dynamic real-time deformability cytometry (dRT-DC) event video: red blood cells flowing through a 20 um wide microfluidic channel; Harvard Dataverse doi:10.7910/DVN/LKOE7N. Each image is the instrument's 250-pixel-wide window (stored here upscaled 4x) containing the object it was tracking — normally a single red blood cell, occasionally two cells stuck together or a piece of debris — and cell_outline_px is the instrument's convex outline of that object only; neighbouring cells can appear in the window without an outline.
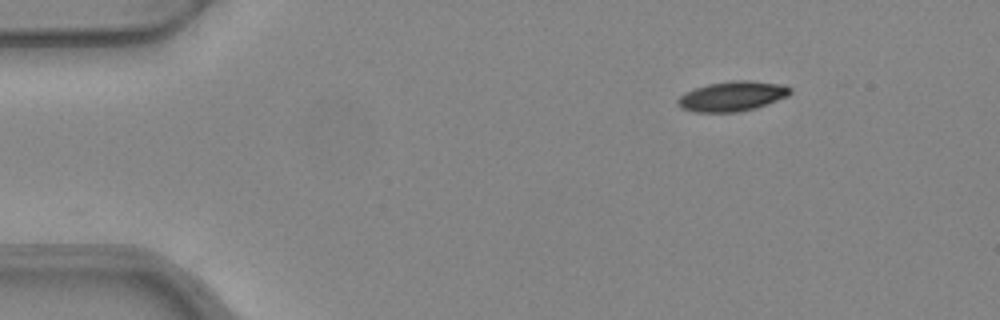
{"species": "common noctule bat (a hibernating species)", "species_latin": "Nyctalus noctula", "temperature_condition": "warm", "stored_images_in_passage": 14, "camera_frame_rate_fps": 3000, "um_per_image_px": 0.085, "animal": {"sex": "female", "body_mass_g": 24.6, "forearm_length_mm": 56.2}, "frame": {"image": 1, "passage_image": 1, "time_ms": 0.0, "image_size_px": [1000, 320], "cell_outline_px": [[792, 92], [788, 96], [756, 108], [740, 112], [696, 112], [680, 108], [676, 104], [676, 100], [684, 92], [708, 84], [732, 80], [748, 80], [784, 84], [792, 88]], "centroid_in_image_um": [62.24, 8.18], "position_along_channel_um": 22.8, "area_um2": 19.83}}
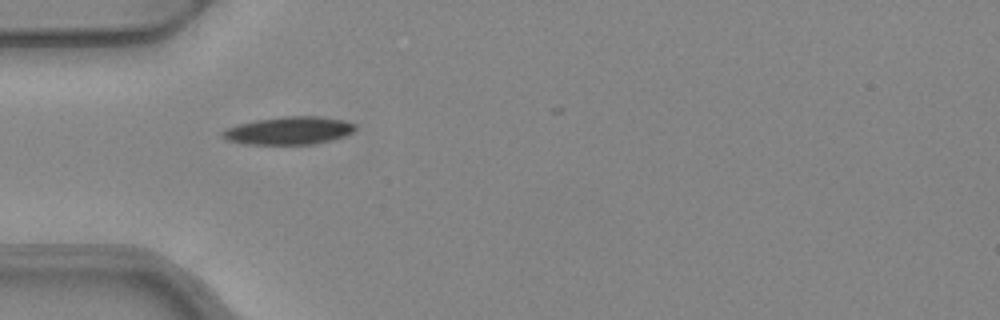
{"frame": {"image": 2, "passage_image": 10, "time_ms": 3.0, "image_size_px": [1000, 320], "cell_outline_px": [[356, 128], [352, 132], [344, 136], [332, 140], [312, 144], [244, 144], [224, 140], [220, 136], [220, 132], [236, 124], [256, 120], [284, 116], [320, 116], [344, 120], [356, 124]], "centroid_in_image_um": [24.52, 11.1], "position_along_channel_um": 60.5, "area_um2": 21.73}}
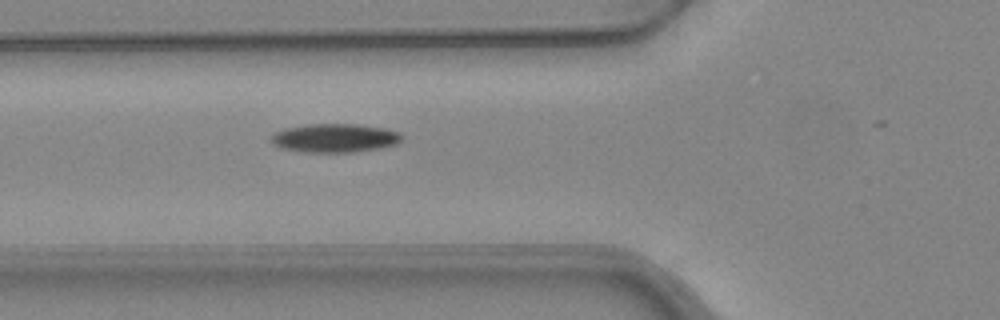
{"frame": {"image": 3, "passage_image": 13, "time_ms": 4.0, "image_size_px": [1000, 320], "cell_outline_px": [[404, 136], [396, 144], [380, 148], [356, 152], [308, 152], [284, 148], [276, 144], [272, 140], [272, 136], [276, 132], [284, 128], [308, 124], [356, 124], [384, 128], [400, 132]], "centroid_in_image_um": [28.52, 11.72], "position_along_channel_um": 97.3, "area_um2": 21.62}}